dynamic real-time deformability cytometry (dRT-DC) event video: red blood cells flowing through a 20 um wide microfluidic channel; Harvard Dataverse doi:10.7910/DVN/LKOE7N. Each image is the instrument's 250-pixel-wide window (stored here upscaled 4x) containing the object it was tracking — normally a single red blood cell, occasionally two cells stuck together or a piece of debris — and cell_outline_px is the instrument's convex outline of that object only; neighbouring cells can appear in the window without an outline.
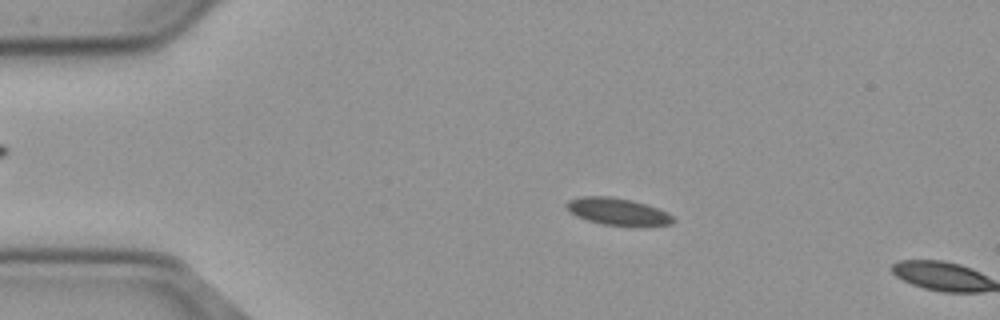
{"species": "common noctule bat (a hibernating species)", "species_latin": "Nyctalus noctula", "temperature_condition": "cold", "stored_images_in_passage": 7, "camera_frame_rate_fps": 3000, "um_per_image_px": 0.085, "animal": {"sex": "male", "body_mass_g": 23.1, "forearm_length_mm": 52.7}, "frame": {"image": 1, "passage_image": 6, "time_ms": 1.667, "image_size_px": [1000, 320], "cell_outline_px": [[676, 220], [672, 224], [640, 228], [636, 228], [600, 224], [576, 216], [564, 204], [568, 200], [584, 196], [612, 196], [632, 200], [660, 208], [672, 216]], "centroid_in_image_um": [52.58, 18.02], "position_along_channel_um": 32.4, "area_um2": 17.46}}